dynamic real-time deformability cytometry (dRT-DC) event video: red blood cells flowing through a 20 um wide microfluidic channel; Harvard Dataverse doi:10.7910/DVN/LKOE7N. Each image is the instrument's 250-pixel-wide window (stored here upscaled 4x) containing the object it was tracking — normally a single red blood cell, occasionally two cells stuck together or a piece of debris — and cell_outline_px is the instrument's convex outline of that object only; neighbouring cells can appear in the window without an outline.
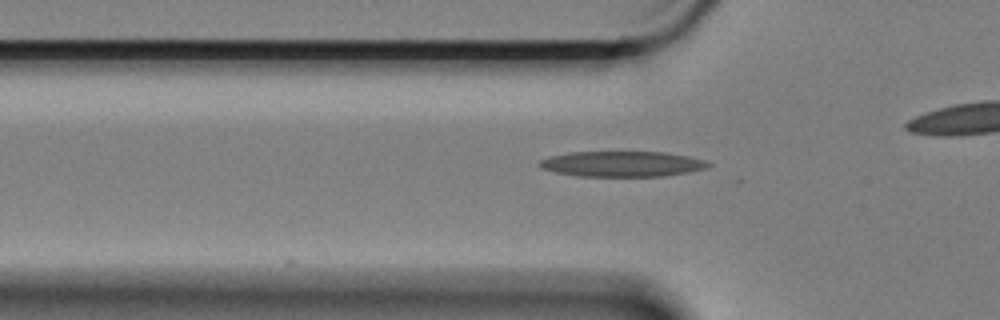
{"species": "Egyptian fruit bat (a non-hibernating species)", "species_latin": "Rousettus aegyptiacus", "temperature_condition": "cold", "stored_images_in_passage": 7, "camera_frame_rate_fps": 3000, "um_per_image_px": 0.085, "animal": {"sex": "female"}, "frame": {"image": 1, "passage_image": 4, "time_ms": 1.0, "image_size_px": [1000, 320], "cell_outline_px": [[712, 164], [708, 168], [688, 172], [664, 176], [576, 176], [556, 172], [544, 168], [536, 164], [540, 160], [552, 156], [568, 152], [664, 152], [688, 156], [708, 160]], "centroid_in_image_um": [52.93, 13.93], "position_along_channel_um": 72.9, "area_um2": 25.09}}
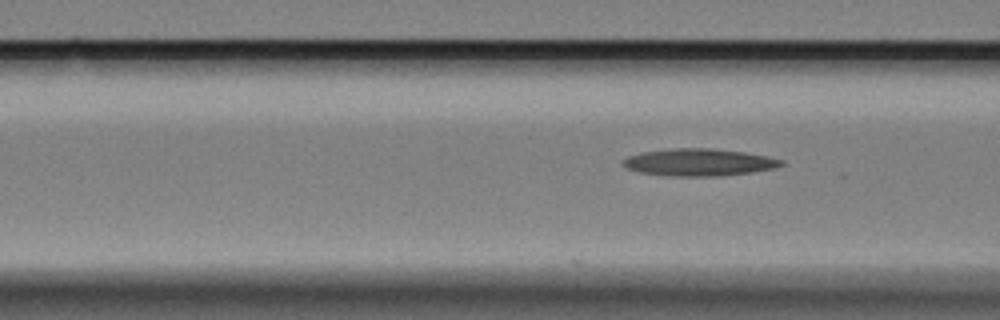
{"frame": {"image": 2, "passage_image": 7, "time_ms": 2.0, "image_size_px": [1000, 320], "cell_outline_px": [[784, 164], [776, 168], [752, 172], [720, 176], [676, 176], [640, 172], [628, 168], [620, 164], [628, 156], [644, 152], [676, 148], [712, 148], [744, 152], [768, 156], [784, 160]], "centroid_in_image_um": [59.47, 13.79], "position_along_channel_um": 107.1, "area_um2": 24.97}}